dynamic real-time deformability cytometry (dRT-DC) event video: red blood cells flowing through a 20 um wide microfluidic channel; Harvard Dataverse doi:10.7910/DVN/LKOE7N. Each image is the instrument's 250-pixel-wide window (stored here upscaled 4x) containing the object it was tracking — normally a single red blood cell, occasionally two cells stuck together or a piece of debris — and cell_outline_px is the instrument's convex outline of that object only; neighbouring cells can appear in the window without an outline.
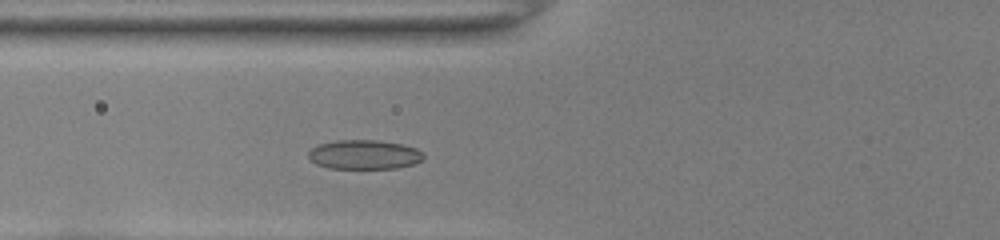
{"species": "common noctule bat (a hibernating species)", "species_latin": "Nyctalus noctula", "temperature_condition": "room temperature", "stored_images_in_passage": 33, "camera_frame_rate_fps": 3000, "um_per_image_px": 0.085, "animal": {"sex": "female", "body_mass_g": 22.0, "forearm_length_mm": 56.7}, "frame": {"image": 1, "passage_image": 3, "time_ms": 0.667, "image_size_px": [1000, 240], "cell_outline_px": [[424, 160], [412, 164], [396, 168], [328, 168], [316, 164], [308, 160], [308, 152], [312, 148], [320, 144], [336, 140], [376, 140], [400, 144], [416, 148], [424, 156]], "centroid_in_image_um": [30.92, 13.14], "position_along_channel_um": 94.9, "area_um2": 19.59}}
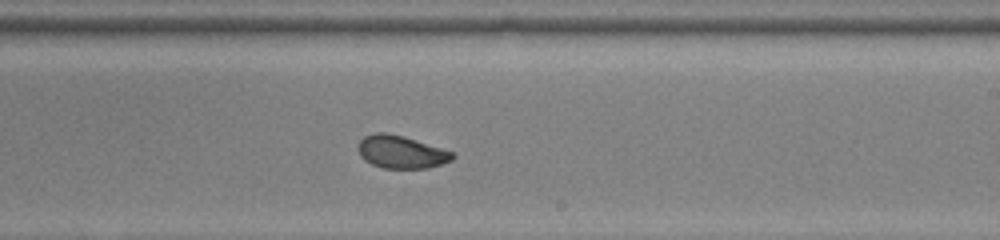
{"frame": {"image": 2, "passage_image": 15, "time_ms": 4.667, "image_size_px": [1000, 240], "cell_outline_px": [[456, 156], [452, 160], [428, 168], [384, 168], [372, 164], [364, 160], [360, 156], [360, 140], [364, 136], [376, 132], [384, 132], [404, 136], [452, 152]], "centroid_in_image_um": [34.1, 12.92], "position_along_channel_um": 254.9, "area_um2": 17.74}}
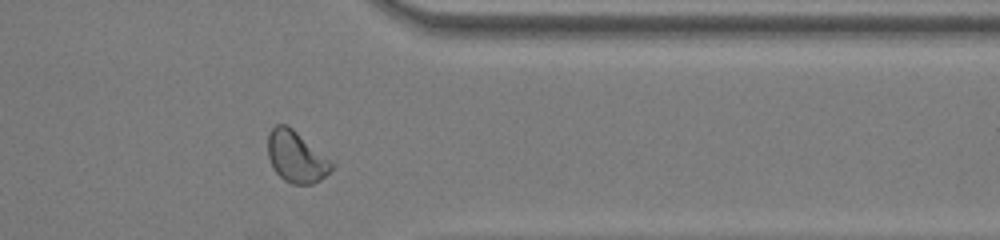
{"frame": {"image": 3, "passage_image": 25, "time_ms": 8.0, "image_size_px": [1000, 240], "cell_outline_px": [[336, 164], [320, 180], [312, 184], [292, 184], [284, 180], [272, 168], [268, 156], [268, 136], [272, 128], [276, 124], [288, 124]], "centroid_in_image_um": [25.17, 13.32], "position_along_channel_um": 386.2, "area_um2": 19.13}, "authors_computed_cell_mechanics": {"area_um2": 18.6116, "velocity_mm_per_s": 4.0051, "shape_relaxation_time_tau1_ms": 5.361, "shape_relaxation_time_tau2_ms": 1.2092, "deformation_change_tau1": 0.1573, "deformation_change_tau2": 0.0425}}